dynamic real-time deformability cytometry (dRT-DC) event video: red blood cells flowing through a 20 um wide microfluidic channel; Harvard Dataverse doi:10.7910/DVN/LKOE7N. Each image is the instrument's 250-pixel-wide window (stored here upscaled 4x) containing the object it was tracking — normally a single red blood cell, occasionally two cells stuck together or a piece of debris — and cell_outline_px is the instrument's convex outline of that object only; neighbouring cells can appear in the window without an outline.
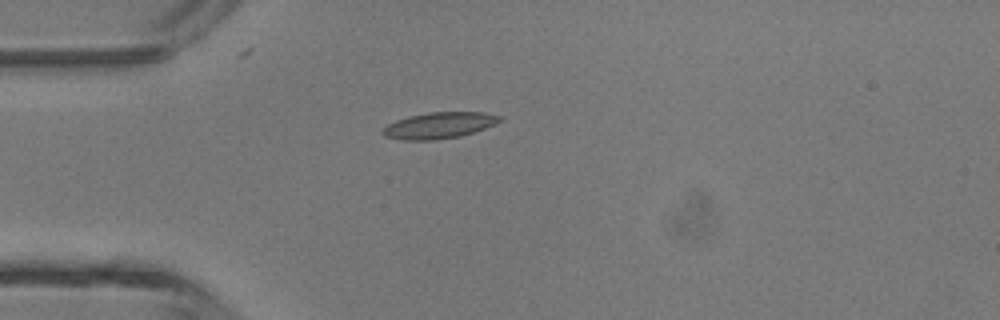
{"species": "common noctule bat (a hibernating species)", "species_latin": "Nyctalus noctula", "temperature_condition": "room temperature", "stored_images_in_passage": 3, "camera_frame_rate_fps": 3000, "um_per_image_px": 0.085, "animal": {"sex": "male", "body_mass_g": 13.3}, "frame": {"image": 1, "passage_image": 1, "time_ms": 0.0, "image_size_px": [1000, 320], "cell_outline_px": [[504, 120], [484, 128], [460, 136], [432, 140], [400, 140], [384, 136], [380, 132], [388, 124], [396, 120], [408, 116], [428, 112], [484, 112], [500, 116]], "centroid_in_image_um": [37.29, 10.65], "position_along_channel_um": 47.7, "area_um2": 17.86}}